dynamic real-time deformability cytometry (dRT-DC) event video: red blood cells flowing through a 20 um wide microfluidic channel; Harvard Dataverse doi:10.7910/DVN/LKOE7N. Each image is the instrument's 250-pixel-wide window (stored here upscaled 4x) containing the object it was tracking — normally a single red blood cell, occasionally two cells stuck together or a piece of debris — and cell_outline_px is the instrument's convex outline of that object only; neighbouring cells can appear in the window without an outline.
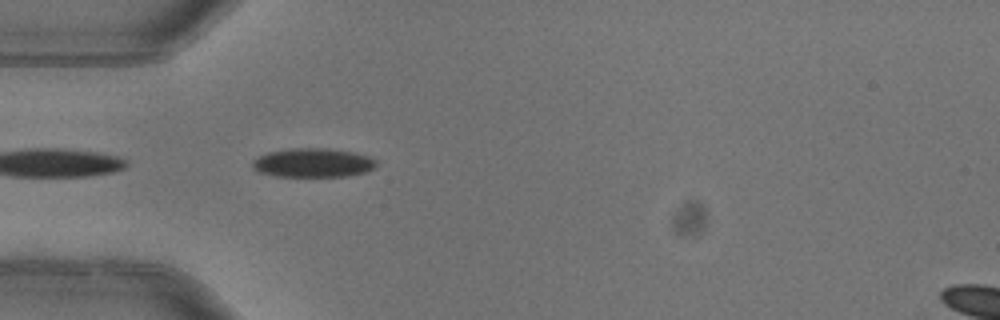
{"species": "common noctule bat (a hibernating species)", "species_latin": "Nyctalus noctula", "temperature_condition": "warm", "stored_images_in_passage": 2, "camera_frame_rate_fps": 3000, "um_per_image_px": 0.085, "animal": {"sex": "female"}, "frame": {"image": 1, "passage_image": 2, "time_ms": 0.333, "image_size_px": [1000, 320], "cell_outline_px": [[376, 168], [368, 172], [348, 176], [276, 176], [260, 172], [252, 168], [252, 164], [260, 156], [268, 152], [292, 148], [324, 148], [352, 152], [368, 156], [376, 160]], "centroid_in_image_um": [26.65, 13.84], "position_along_channel_um": 58.3, "area_um2": 20.81}}